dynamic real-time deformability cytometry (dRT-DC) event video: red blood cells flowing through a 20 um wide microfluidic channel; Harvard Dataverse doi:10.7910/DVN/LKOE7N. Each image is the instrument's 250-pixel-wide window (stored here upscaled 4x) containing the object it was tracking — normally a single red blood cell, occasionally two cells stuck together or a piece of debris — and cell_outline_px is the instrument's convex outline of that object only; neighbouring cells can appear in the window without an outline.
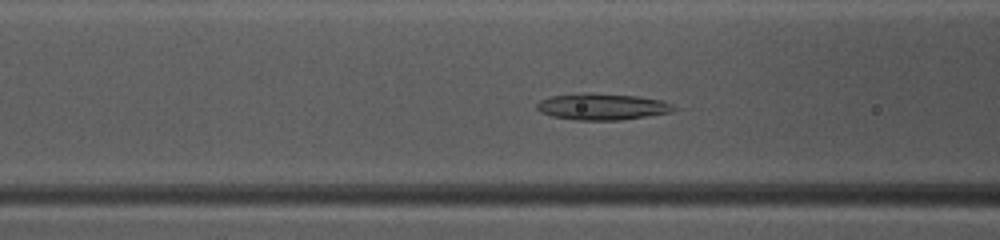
{"species": "common noctule bat (a hibernating species)", "species_latin": "Nyctalus noctula", "temperature_condition": "warm", "stored_images_in_passage": 38, "camera_frame_rate_fps": 3000, "um_per_image_px": 0.085, "animal": {"sex": "female", "body_mass_g": 10.0, "forearm_length_mm": 53.1}, "frame": {"image": 1, "passage_image": 8, "time_ms": 2.333, "image_size_px": [1000, 240], "cell_outline_px": [[676, 108], [672, 112], [620, 120], [576, 120], [552, 116], [540, 112], [536, 108], [536, 104], [540, 100], [552, 96], [588, 92], [592, 92], [636, 96], [664, 100], [672, 104]], "centroid_in_image_um": [51.18, 9.06], "position_along_channel_um": 115.4, "area_um2": 21.21}}
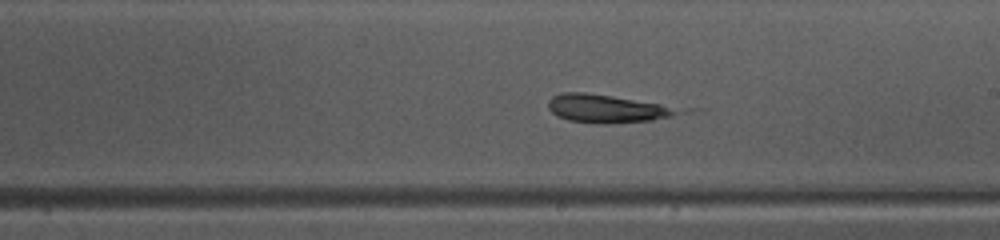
{"frame": {"image": 2, "passage_image": 17, "time_ms": 5.333, "image_size_px": [1000, 240], "cell_outline_px": [[704, 108], [696, 112], [652, 120], [604, 124], [596, 124], [568, 120], [556, 116], [548, 108], [548, 100], [552, 96], [560, 92], [584, 92]], "centroid_in_image_um": [51.98, 9.22], "position_along_channel_um": 237.0, "area_um2": 23.18}}
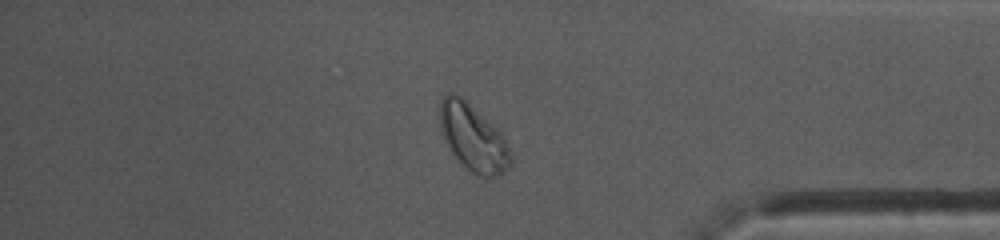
{"frame": {"image": 3, "passage_image": 30, "time_ms": 9.667, "image_size_px": [1000, 240], "cell_outline_px": [[512, 160], [496, 176], [480, 176], [472, 172], [456, 160], [440, 128], [440, 100], [448, 92], [456, 92], [492, 124], [504, 136], [512, 152]], "centroid_in_image_um": [40.2, 11.67], "position_along_channel_um": 395.0, "area_um2": 27.11}}